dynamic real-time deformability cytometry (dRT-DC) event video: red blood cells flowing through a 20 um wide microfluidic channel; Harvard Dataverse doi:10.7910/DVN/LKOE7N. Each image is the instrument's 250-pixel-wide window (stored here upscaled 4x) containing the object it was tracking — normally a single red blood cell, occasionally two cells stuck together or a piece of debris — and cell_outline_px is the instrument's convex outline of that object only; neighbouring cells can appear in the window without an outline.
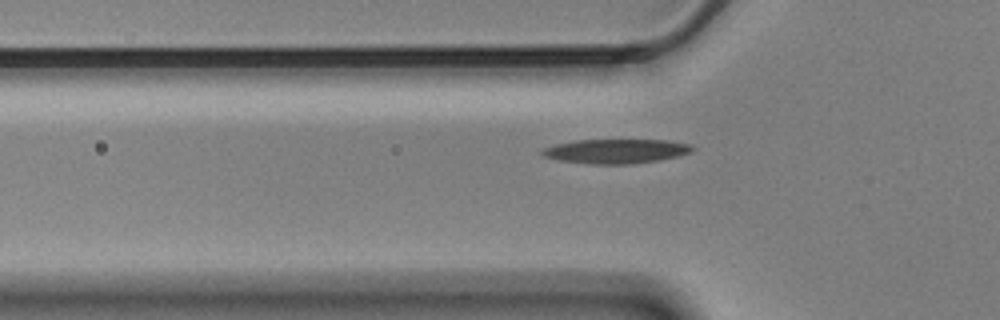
{"species": "Egyptian fruit bat (a non-hibernating species)", "species_latin": "Rousettus aegyptiacus", "temperature_condition": "cold", "stored_images_in_passage": 42, "camera_frame_rate_fps": 3000, "um_per_image_px": 0.085, "animal": {"sex": "male"}, "frame": {"image": 1, "passage_image": 7, "time_ms": 2.0, "image_size_px": [1000, 320], "cell_outline_px": [[696, 148], [692, 152], [660, 160], [632, 164], [592, 164], [556, 160], [544, 156], [540, 152], [540, 148], [556, 144], [576, 140], [668, 140], [688, 144]], "centroid_in_image_um": [52.33, 12.85], "position_along_channel_um": 73.5, "area_um2": 21.44}}
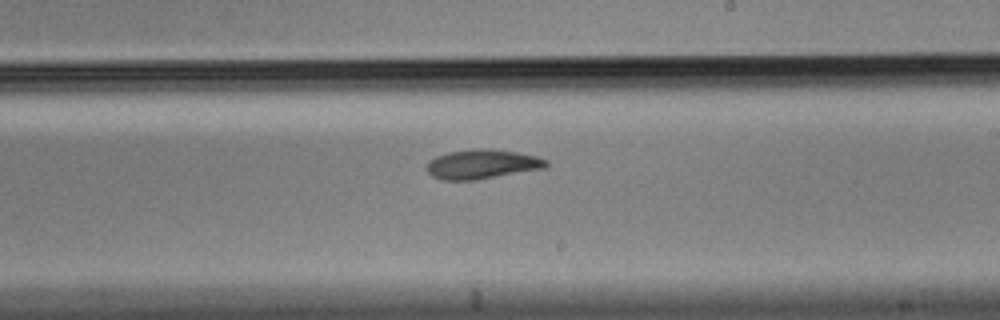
{"frame": {"image": 2, "passage_image": 22, "time_ms": 7.0, "image_size_px": [1000, 320], "cell_outline_px": [[548, 164], [544, 168], [476, 180], [440, 180], [432, 176], [424, 168], [428, 160], [436, 156], [448, 152], [480, 148], [492, 148], [516, 152], [536, 156], [548, 160]], "centroid_in_image_um": [40.93, 13.95], "position_along_channel_um": 248.1, "area_um2": 20.63}}
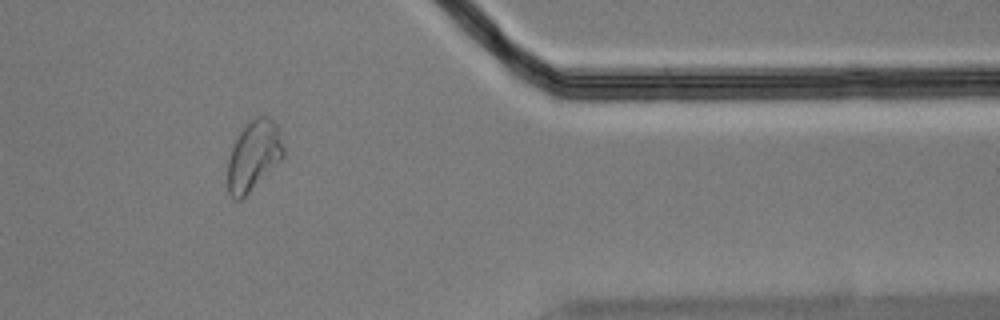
{"frame": {"image": 3, "passage_image": 36, "time_ms": 11.667, "image_size_px": [1000, 320], "cell_outline_px": [[284, 156], [240, 200], [236, 200], [228, 192], [228, 160], [232, 148], [244, 124], [256, 116], [268, 116], [276, 124], [284, 148]], "centroid_in_image_um": [21.55, 13.19], "position_along_channel_um": 389.9, "area_um2": 22.2}, "authors_computed_cell_mechanics": {"area_um2": 20.6635, "velocity_mm_per_s": 3.4811, "shape_relaxation_time_tau1_ms": 6.51, "shape_relaxation_time_tau2_ms": null, "deformation_change_tau1": 0.1845, "deformation_change_tau2": null}}